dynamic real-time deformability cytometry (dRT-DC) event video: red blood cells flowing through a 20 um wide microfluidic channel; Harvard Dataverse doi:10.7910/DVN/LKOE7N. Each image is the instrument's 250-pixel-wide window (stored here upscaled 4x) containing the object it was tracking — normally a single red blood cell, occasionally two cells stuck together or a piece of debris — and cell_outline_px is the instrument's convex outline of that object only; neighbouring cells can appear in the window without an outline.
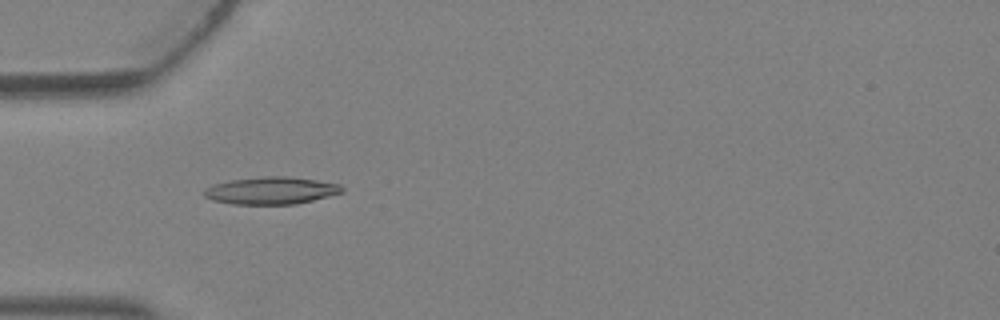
{"species": "Egyptian fruit bat (a non-hibernating species)", "species_latin": "Rousettus aegyptiacus", "temperature_condition": "warm", "stored_images_in_passage": 2, "camera_frame_rate_fps": 3000, "um_per_image_px": 0.085, "animal": {"sex": "female"}, "frame": {"image": 1, "passage_image": 2, "time_ms": 0.333, "image_size_px": [1000, 320], "cell_outline_px": [[344, 192], [296, 204], [232, 204], [212, 200], [204, 196], [204, 188], [212, 184], [232, 180], [264, 176], [288, 176], [316, 180], [340, 184], [344, 188]], "centroid_in_image_um": [23.04, 16.19], "position_along_channel_um": 62.0, "area_um2": 21.96}}